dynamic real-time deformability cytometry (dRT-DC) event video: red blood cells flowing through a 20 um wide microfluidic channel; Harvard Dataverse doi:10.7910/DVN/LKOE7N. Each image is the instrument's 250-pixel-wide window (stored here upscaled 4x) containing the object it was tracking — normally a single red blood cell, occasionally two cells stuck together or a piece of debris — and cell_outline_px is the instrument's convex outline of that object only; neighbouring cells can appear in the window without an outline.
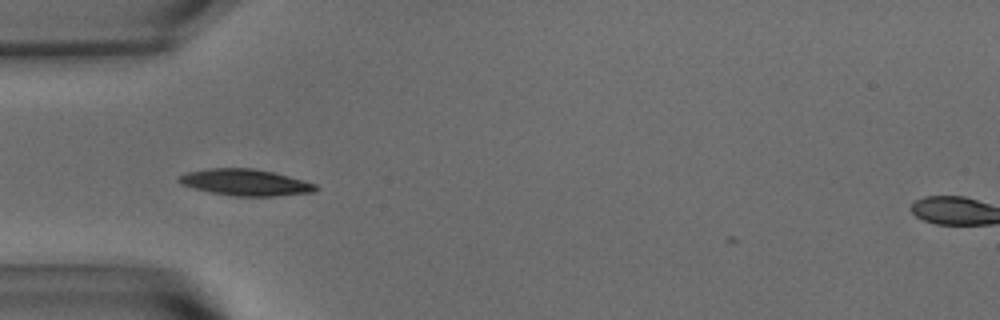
{"species": "common noctule bat (a hibernating species)", "species_latin": "Nyctalus noctula", "temperature_condition": "warm", "stored_images_in_passage": 35, "camera_frame_rate_fps": 3000, "um_per_image_px": 0.085, "animal": {"sex": "male", "body_mass_g": 15.6}, "frame": {"image": 1, "passage_image": 1, "time_ms": 0.0, "image_size_px": [1000, 320], "cell_outline_px": [[320, 188], [312, 192], [276, 196], [232, 196], [208, 192], [180, 184], [176, 180], [176, 176], [188, 172], [208, 168], [252, 168], [272, 172], [304, 180], [316, 184]], "centroid_in_image_um": [20.82, 15.5], "position_along_channel_um": 64.2, "area_um2": 21.21}}
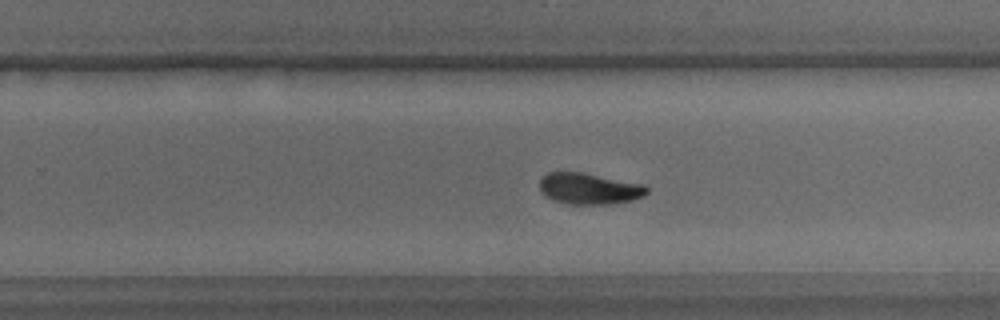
{"frame": {"image": 2, "passage_image": 19, "time_ms": 6.0, "image_size_px": [1000, 320], "cell_outline_px": [[648, 192], [644, 196], [632, 200], [608, 204], [568, 204], [552, 200], [540, 192], [540, 180], [548, 172], [580, 172], [644, 184], [648, 188]], "centroid_in_image_um": [50.08, 16.04], "position_along_channel_um": 279.7, "area_um2": 19.48}}
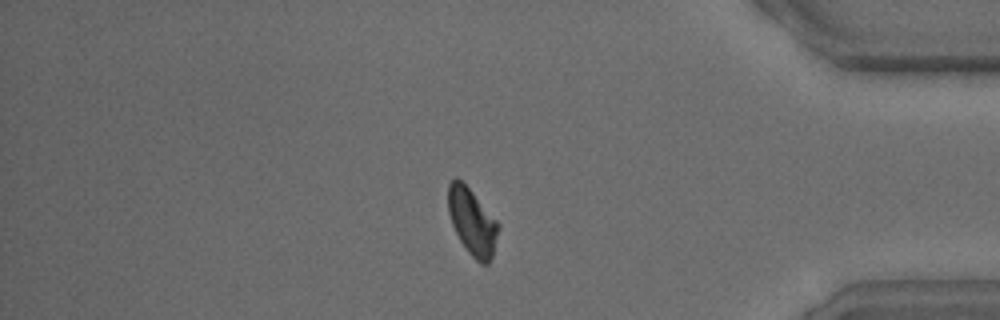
{"frame": {"image": 3, "passage_image": 31, "time_ms": 10.0, "image_size_px": [1000, 320], "cell_outline_px": [[500, 228], [492, 256], [488, 264], [480, 264], [468, 252], [460, 240], [452, 224], [448, 212], [448, 184], [456, 176], [472, 192], [500, 224]], "centroid_in_image_um": [40.14, 18.86], "position_along_channel_um": 395.1, "area_um2": 19.31}}